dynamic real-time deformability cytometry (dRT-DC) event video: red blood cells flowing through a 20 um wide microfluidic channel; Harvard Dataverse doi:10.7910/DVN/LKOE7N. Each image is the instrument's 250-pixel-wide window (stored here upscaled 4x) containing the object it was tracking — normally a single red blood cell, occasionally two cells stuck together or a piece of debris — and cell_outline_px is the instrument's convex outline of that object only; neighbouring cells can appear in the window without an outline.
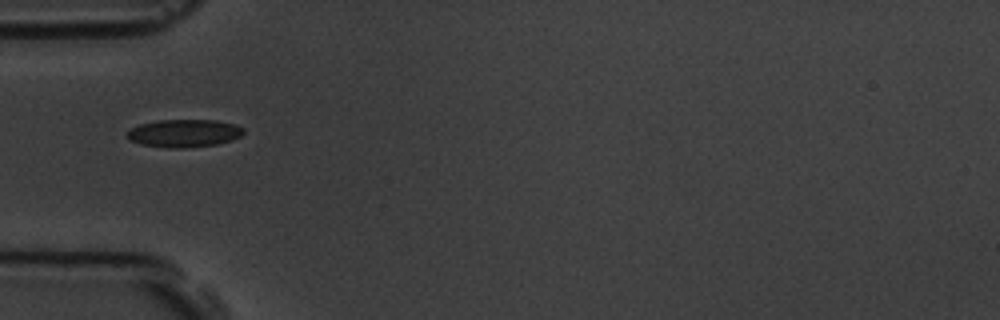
{"species": "common noctule bat (a hibernating species)", "species_latin": "Nyctalus noctula", "temperature_condition": "room temperature", "stored_images_in_passage": 4, "camera_frame_rate_fps": 3000, "um_per_image_px": 0.085, "animal": {"sex": "male", "body_mass_g": 19.5, "forearm_length_mm": 54.6}, "frame": {"image": 1, "passage_image": 1, "time_ms": 0.0, "image_size_px": [1000, 320], "cell_outline_px": [[244, 132], [240, 136], [232, 140], [216, 144], [184, 148], [168, 148], [140, 144], [128, 140], [124, 136], [132, 128], [140, 124], [160, 120], [216, 120], [236, 124], [244, 128]], "centroid_in_image_um": [15.64, 11.33], "position_along_channel_um": 69.4, "area_um2": 18.96}}
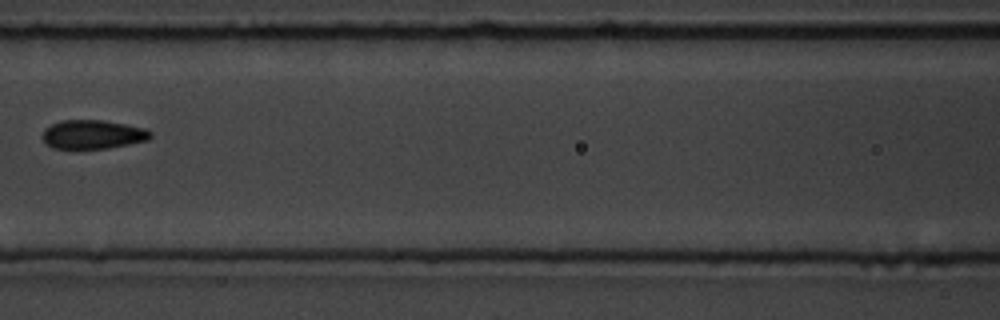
{"frame": {"image": 2, "passage_image": 3, "time_ms": 2.333, "image_size_px": [1000, 320], "cell_outline_px": [[152, 136], [148, 140], [108, 148], [56, 148], [48, 144], [44, 140], [44, 128], [60, 120], [104, 120], [148, 128], [152, 132]], "centroid_in_image_um": [7.95, 11.41], "position_along_channel_um": 158.6, "area_um2": 18.09}}
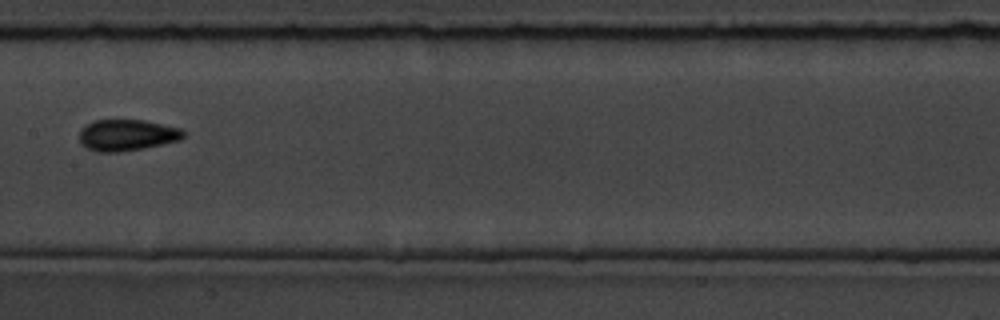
{"frame": {"image": 3, "passage_image": 4, "time_ms": 3.333, "image_size_px": [1000, 320], "cell_outline_px": [[184, 136], [180, 140], [144, 148], [120, 152], [96, 152], [80, 144], [80, 128], [84, 124], [92, 120], [144, 120], [180, 128], [184, 132]], "centroid_in_image_um": [10.75, 11.48], "position_along_channel_um": 196.7, "area_um2": 19.13}}